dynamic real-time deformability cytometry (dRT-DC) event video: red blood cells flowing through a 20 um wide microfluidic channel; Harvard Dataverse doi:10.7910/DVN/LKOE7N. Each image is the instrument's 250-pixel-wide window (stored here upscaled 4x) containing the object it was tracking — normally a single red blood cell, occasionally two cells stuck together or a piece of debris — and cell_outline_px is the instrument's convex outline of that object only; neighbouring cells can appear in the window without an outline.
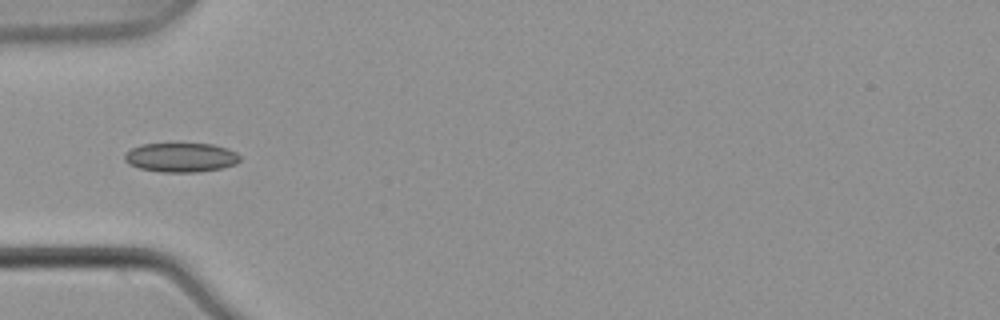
{"species": "common noctule bat (a hibernating species)", "species_latin": "Nyctalus noctula", "temperature_condition": "warm", "stored_images_in_passage": 5, "camera_frame_rate_fps": 3000, "um_per_image_px": 0.085, "animal": {"sex": "male", "body_mass_g": 21.5, "forearm_length_mm": 52.0}, "frame": {"image": 1, "passage_image": 5, "time_ms": 1.333, "image_size_px": [1000, 320], "cell_outline_px": [[240, 160], [236, 164], [220, 168], [196, 172], [160, 172], [140, 168], [128, 164], [124, 160], [124, 152], [140, 144], [212, 144], [228, 148], [236, 152], [240, 156]], "centroid_in_image_um": [15.36, 13.38], "position_along_channel_um": 69.6, "area_um2": 19.71}}